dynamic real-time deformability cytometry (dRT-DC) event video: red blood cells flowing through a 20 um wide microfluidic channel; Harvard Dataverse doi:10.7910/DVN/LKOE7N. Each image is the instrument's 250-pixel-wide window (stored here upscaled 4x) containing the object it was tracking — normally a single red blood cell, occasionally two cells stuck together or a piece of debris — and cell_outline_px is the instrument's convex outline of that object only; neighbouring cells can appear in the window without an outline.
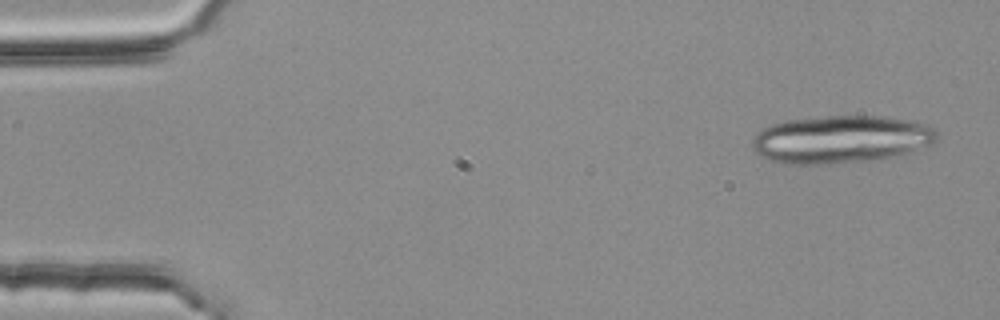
{"species": "common noctule bat (a hibernating species)", "species_latin": "Nyctalus noctula", "temperature_condition": "room temperature", "stored_images_in_passage": 4, "segment_of_instrument_passage": [1, 2], "camera_frame_rate_fps": 3000, "um_per_image_px": 0.085, "animal": {"sex": "female", "body_mass_g": 25.1}, "frame": {"image": 1, "passage_image": 1, "time_ms": 0.0, "image_size_px": [1000, 320], "cell_outline_px": [[936, 136], [928, 144], [904, 156], [880, 160], [820, 164], [784, 164], [760, 156], [752, 148], [752, 140], [756, 132], [772, 124], [784, 120], [824, 116], [880, 116], [908, 120], [932, 128], [936, 132]], "centroid_in_image_um": [71.42, 11.86], "position_along_channel_um": 13.6, "area_um2": 51.44}}